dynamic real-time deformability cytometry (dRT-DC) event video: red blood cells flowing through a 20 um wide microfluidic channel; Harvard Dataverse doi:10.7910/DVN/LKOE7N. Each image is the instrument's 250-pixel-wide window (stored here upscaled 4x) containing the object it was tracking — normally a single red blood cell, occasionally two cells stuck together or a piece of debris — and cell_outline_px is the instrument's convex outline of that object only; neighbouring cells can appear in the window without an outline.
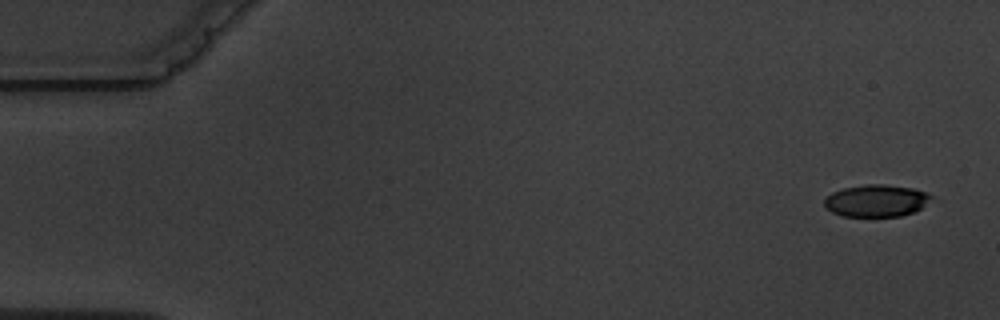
{"species": "common noctule bat (a hibernating species)", "species_latin": "Nyctalus noctula", "temperature_condition": "warm", "stored_images_in_passage": 4, "camera_frame_rate_fps": 3000, "um_per_image_px": 0.085, "animal": {"sex": "male", "body_mass_g": 19.5, "forearm_length_mm": 54.6}, "frame": {"image": 1, "passage_image": 1, "time_ms": 0.0, "image_size_px": [1000, 320], "cell_outline_px": [[932, 196], [920, 208], [912, 212], [900, 216], [844, 216], [832, 212], [824, 204], [824, 200], [832, 192], [844, 188], [868, 184], [884, 184], [912, 188], [924, 192]], "centroid_in_image_um": [74.45, 17.05], "position_along_channel_um": 10.6, "area_um2": 19.54}}
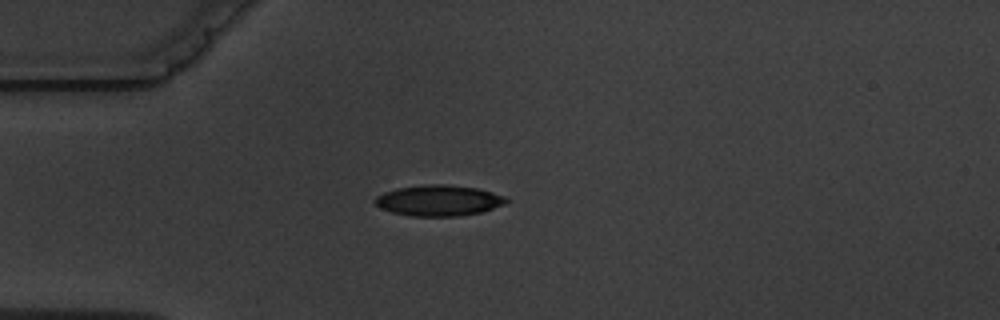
{"frame": {"image": 2, "passage_image": 4, "time_ms": 4.333, "image_size_px": [1000, 320], "cell_outline_px": [[508, 204], [484, 212], [460, 216], [408, 216], [392, 212], [380, 208], [372, 200], [376, 196], [384, 192], [396, 188], [428, 184], [448, 184], [476, 188], [492, 192], [504, 196], [508, 200]], "centroid_in_image_um": [37.31, 17.05], "position_along_channel_um": 47.7, "area_um2": 23.93}}